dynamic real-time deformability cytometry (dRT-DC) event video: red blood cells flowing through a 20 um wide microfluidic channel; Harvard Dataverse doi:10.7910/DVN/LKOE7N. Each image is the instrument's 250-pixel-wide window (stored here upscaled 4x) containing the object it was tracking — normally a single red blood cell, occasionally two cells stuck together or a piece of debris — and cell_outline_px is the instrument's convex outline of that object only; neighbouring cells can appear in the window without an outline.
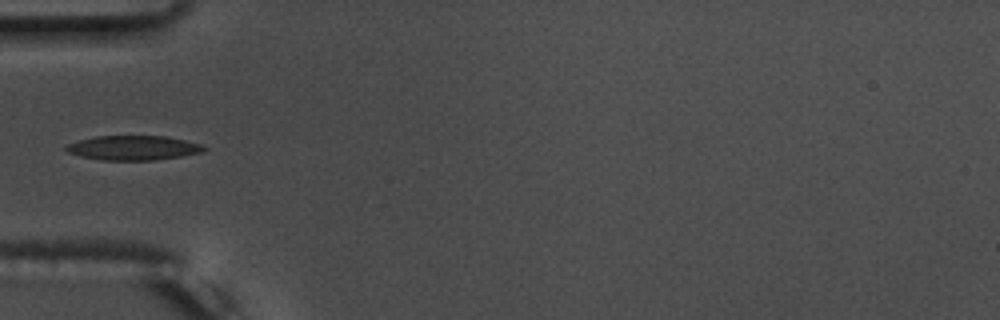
{"species": "common noctule bat (a hibernating species)", "species_latin": "Nyctalus noctula", "temperature_condition": "warm", "stored_images_in_passage": 37, "camera_frame_rate_fps": 3000, "um_per_image_px": 0.085, "animal": {"sex": "male", "body_mass_g": 17.5, "forearm_length_mm": 52.3}, "frame": {"image": 1, "passage_image": 1, "time_ms": 0.0, "image_size_px": [1000, 320], "cell_outline_px": [[208, 148], [204, 152], [156, 160], [100, 160], [80, 156], [68, 152], [64, 148], [68, 144], [80, 140], [96, 136], [168, 136], [200, 144]], "centroid_in_image_um": [11.35, 12.57], "position_along_channel_um": 73.7, "area_um2": 19.65}}
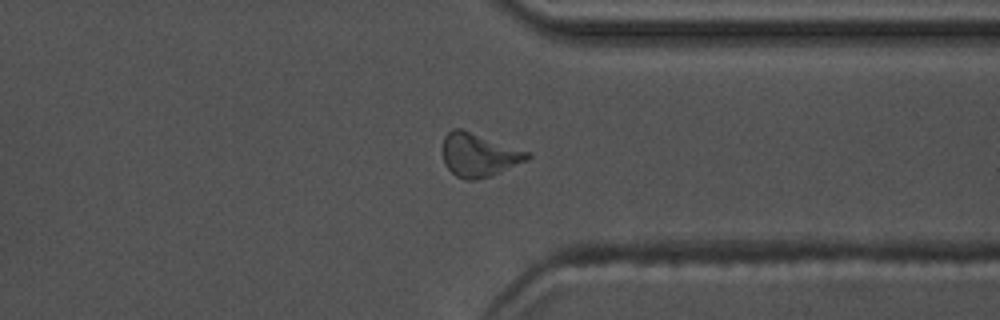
{"frame": {"image": 2, "passage_image": 25, "time_ms": 8.0, "image_size_px": [1000, 320], "cell_outline_px": [[532, 156], [528, 160], [492, 176], [476, 180], [464, 180], [456, 176], [444, 164], [444, 136], [452, 128], [460, 128], [532, 152]], "centroid_in_image_um": [40.75, 13.18], "position_along_channel_um": 370.6, "area_um2": 21.62}}
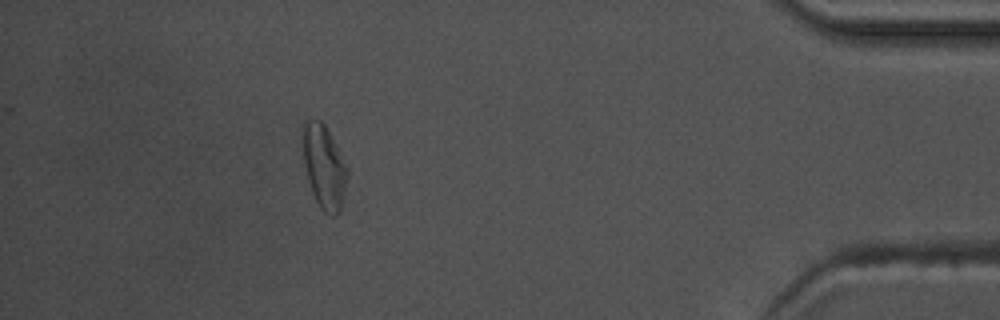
{"frame": {"image": 3, "passage_image": 32, "time_ms": 10.333, "image_size_px": [1000, 320], "cell_outline_px": [[348, 176], [340, 212], [336, 216], [332, 216], [324, 212], [320, 208], [312, 192], [308, 180], [304, 164], [300, 140], [304, 124], [308, 120], [320, 120], [324, 124], [348, 168]], "centroid_in_image_um": [27.53, 14.19], "position_along_channel_um": 407.7, "area_um2": 21.79}}